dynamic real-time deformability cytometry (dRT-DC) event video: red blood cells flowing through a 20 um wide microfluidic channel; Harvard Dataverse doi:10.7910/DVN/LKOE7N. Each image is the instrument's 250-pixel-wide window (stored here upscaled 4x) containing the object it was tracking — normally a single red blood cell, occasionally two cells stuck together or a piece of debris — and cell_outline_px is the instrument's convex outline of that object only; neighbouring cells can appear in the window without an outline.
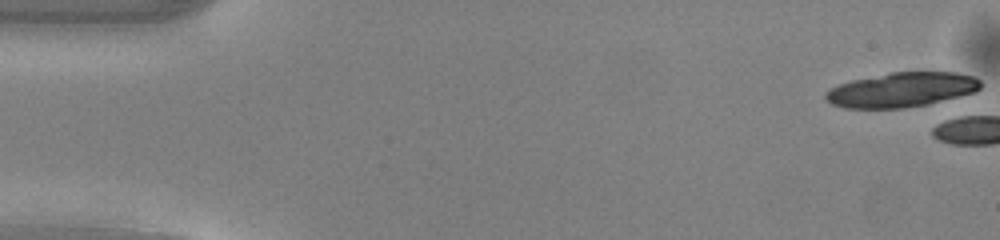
{"species": "common noctule bat (a hibernating species)", "species_latin": "Nyctalus noctula", "temperature_condition": "warm", "stored_images_in_passage": 3, "camera_frame_rate_fps": 3000, "um_per_image_px": 0.085, "animal": {"sex": "male", "body_mass_g": 13.0, "forearm_length_mm": 53.1}, "frame": {"image": 1, "passage_image": 1, "time_ms": 0.0, "image_size_px": [1000, 240], "cell_outline_px": [[980, 88], [976, 92], [928, 104], [904, 108], [844, 108], [832, 104], [824, 96], [824, 92], [840, 84], [852, 80], [892, 72], [956, 72], [972, 76], [980, 80]], "centroid_in_image_um": [76.65, 7.63], "position_along_channel_um": 8.4, "area_um2": 31.15}}